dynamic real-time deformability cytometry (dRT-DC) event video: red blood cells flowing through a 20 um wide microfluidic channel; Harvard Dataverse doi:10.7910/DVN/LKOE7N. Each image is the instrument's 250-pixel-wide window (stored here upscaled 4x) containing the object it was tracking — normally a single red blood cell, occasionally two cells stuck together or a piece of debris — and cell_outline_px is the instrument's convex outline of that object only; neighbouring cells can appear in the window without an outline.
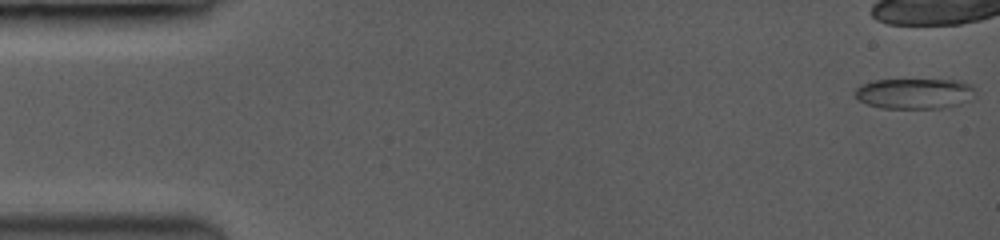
{"species": "common noctule bat (a hibernating species)", "species_latin": "Nyctalus noctula", "temperature_condition": "room temperature", "stored_images_in_passage": 15, "camera_frame_rate_fps": 3500, "um_per_image_px": 0.085, "animal": {"sex": "female", "body_mass_g": 19.0, "forearm_length_mm": 53.3}, "frame": {"image": 1, "passage_image": 1, "time_ms": 0.0, "image_size_px": [1000, 240], "cell_outline_px": [[976, 92], [960, 104], [944, 108], [880, 108], [868, 104], [860, 100], [852, 92], [860, 84], [872, 80], [960, 80], [972, 84]], "centroid_in_image_um": [77.71, 7.94], "position_along_channel_um": 7.3, "area_um2": 21.44}}
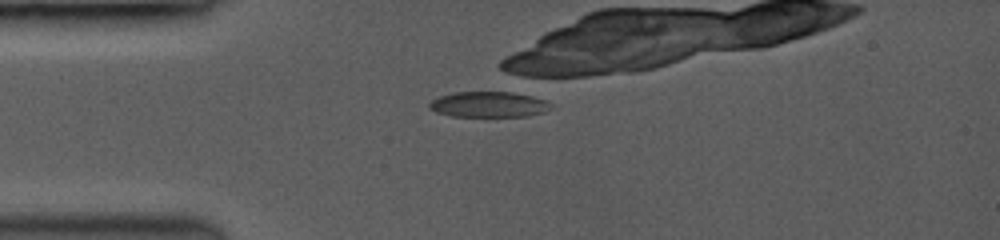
{"frame": {"image": 2, "passage_image": 15, "time_ms": 4.0, "image_size_px": [1000, 240], "cell_outline_px": [[552, 108], [544, 112], [528, 116], [452, 116], [436, 112], [428, 108], [428, 104], [432, 100], [440, 96], [456, 92], [508, 92], [528, 96], [544, 100], [552, 104]], "centroid_in_image_um": [41.51, 8.89], "position_along_channel_um": 43.5, "area_um2": 17.92}}